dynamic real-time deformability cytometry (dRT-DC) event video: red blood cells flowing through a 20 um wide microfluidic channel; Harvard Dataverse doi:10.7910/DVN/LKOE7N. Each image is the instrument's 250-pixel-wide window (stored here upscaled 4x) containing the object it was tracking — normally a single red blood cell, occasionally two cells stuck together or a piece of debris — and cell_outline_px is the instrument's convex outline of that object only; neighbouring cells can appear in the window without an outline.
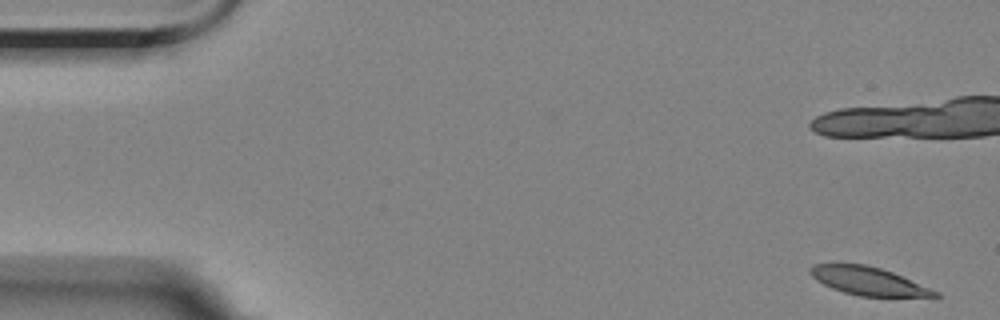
{"species": "Egyptian fruit bat (a non-hibernating species)", "species_latin": "Rousettus aegyptiacus", "temperature_condition": "room temperature", "stored_images_in_passage": 7, "camera_frame_rate_fps": 3000, "um_per_image_px": 0.085, "animal": {"sex": "female"}, "frame": {"image": 1, "passage_image": 1, "time_ms": 0.0, "image_size_px": [1000, 320], "cell_outline_px": [[940, 296], [860, 296], [844, 292], [832, 288], [816, 280], [808, 272], [808, 268], [812, 264], [864, 264], [880, 268], [892, 272], [940, 292]], "centroid_in_image_um": [73.76, 23.88], "position_along_channel_um": 11.2, "area_um2": 20.17}}